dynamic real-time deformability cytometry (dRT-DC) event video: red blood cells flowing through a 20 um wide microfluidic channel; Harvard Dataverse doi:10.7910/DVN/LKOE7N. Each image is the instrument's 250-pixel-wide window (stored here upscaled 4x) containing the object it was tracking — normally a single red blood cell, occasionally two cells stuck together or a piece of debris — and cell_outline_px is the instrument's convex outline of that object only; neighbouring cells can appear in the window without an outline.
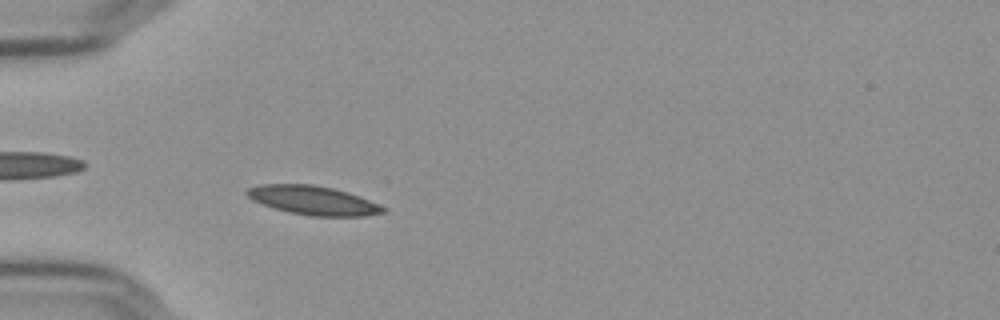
{"species": "Egyptian fruit bat (a non-hibernating species)", "species_latin": "Rousettus aegyptiacus", "temperature_condition": "cold", "stored_images_in_passage": 53, "camera_frame_rate_fps": 3000, "um_per_image_px": 0.085, "frame": {"image": 1, "passage_image": 14, "time_ms": 4.333, "image_size_px": [1000, 320], "cell_outline_px": [[388, 208], [384, 212], [364, 216], [308, 216], [288, 212], [272, 208], [260, 204], [252, 200], [244, 192], [248, 188], [260, 184], [312, 184], [332, 188], [348, 192], [360, 196]], "centroid_in_image_um": [26.59, 17.03], "position_along_channel_um": 58.4, "area_um2": 23.18}}
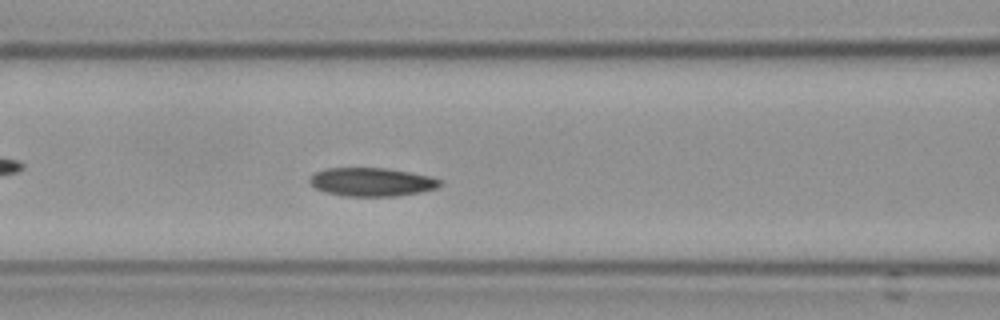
{"frame": {"image": 2, "passage_image": 21, "time_ms": 6.667, "image_size_px": [1000, 320], "cell_outline_px": [[444, 184], [436, 188], [420, 192], [396, 196], [344, 196], [324, 192], [316, 188], [308, 180], [316, 172], [324, 168], [388, 168], [428, 176], [444, 180]], "centroid_in_image_um": [31.62, 15.47], "position_along_channel_um": 135.0, "area_um2": 21.68}}
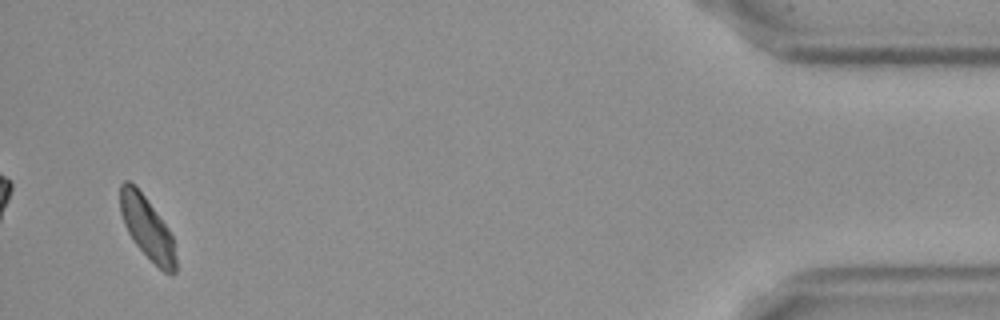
{"frame": {"image": 3, "passage_image": 51, "time_ms": 16.667, "image_size_px": [1000, 320], "cell_outline_px": [[176, 272], [164, 272], [136, 244], [128, 232], [124, 224], [120, 212], [120, 184], [124, 180], [128, 180], [144, 196], [168, 228], [172, 236], [176, 260]], "centroid_in_image_um": [12.49, 19.35], "position_along_channel_um": 422.7, "area_um2": 19.59}, "authors_computed_cell_mechanics": {"area_um2": 21.4438, "velocity_mm_per_s": 3.6009, "shape_relaxation_time_tau1_ms": 10.1572, "shape_relaxation_time_tau2_ms": null, "deformation_change_tau1": 0.1464, "deformation_change_tau2": null}}